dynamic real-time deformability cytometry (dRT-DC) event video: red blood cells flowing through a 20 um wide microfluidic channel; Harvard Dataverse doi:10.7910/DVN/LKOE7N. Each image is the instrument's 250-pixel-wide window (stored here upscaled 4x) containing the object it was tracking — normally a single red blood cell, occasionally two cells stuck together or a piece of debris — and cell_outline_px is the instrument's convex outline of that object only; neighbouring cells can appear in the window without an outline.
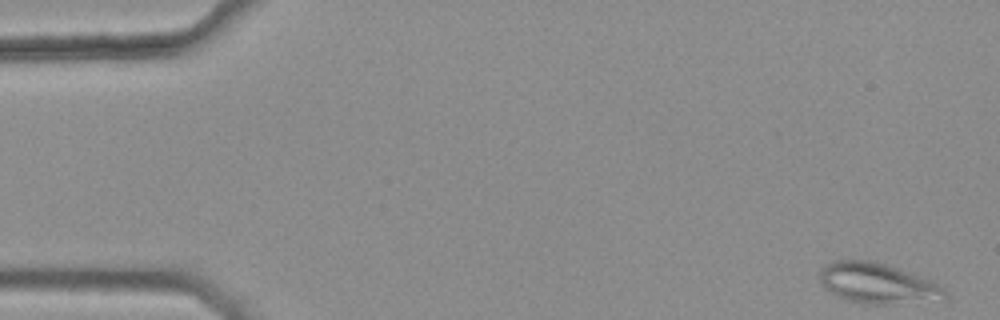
{"species": "common noctule bat (a hibernating species)", "species_latin": "Nyctalus noctula", "temperature_condition": "warm", "stored_images_in_passage": 43, "camera_frame_rate_fps": 3000, "um_per_image_px": 0.085, "animal": {"sex": "female", "body_mass_g": 25.1}, "frame": {"image": 1, "passage_image": 1, "time_ms": 0.0, "image_size_px": [1000, 320], "cell_outline_px": [[948, 296], [944, 300], [892, 304], [864, 304], [848, 300], [836, 296], [824, 288], [820, 284], [820, 268], [832, 260], [872, 260], [896, 268], [940, 284], [948, 292]], "centroid_in_image_um": [74.58, 24.1], "position_along_channel_um": 10.4, "area_um2": 29.71}}
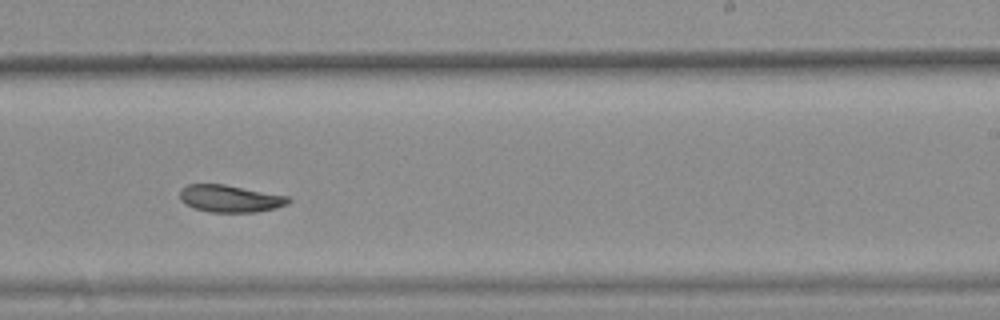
{"frame": {"image": 2, "passage_image": 32, "time_ms": 10.333, "image_size_px": [1000, 320], "cell_outline_px": [[292, 200], [288, 204], [276, 208], [256, 212], [212, 212], [192, 208], [184, 204], [180, 200], [180, 188], [188, 184], [224, 184], [288, 196]], "centroid_in_image_um": [19.53, 16.88], "position_along_channel_um": 269.5, "area_um2": 17.34}}
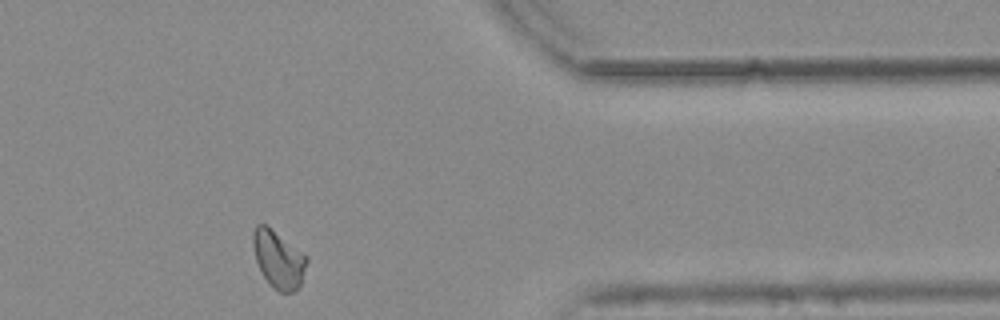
{"frame": {"image": 3, "passage_image": 43, "time_ms": 14.0, "image_size_px": [1000, 320], "cell_outline_px": [[308, 260], [300, 284], [296, 292], [280, 292], [264, 276], [256, 260], [252, 244], [252, 232], [256, 224], [264, 224], [308, 256]], "centroid_in_image_um": [23.67, 22.03], "position_along_channel_um": 387.7, "area_um2": 17.57}}